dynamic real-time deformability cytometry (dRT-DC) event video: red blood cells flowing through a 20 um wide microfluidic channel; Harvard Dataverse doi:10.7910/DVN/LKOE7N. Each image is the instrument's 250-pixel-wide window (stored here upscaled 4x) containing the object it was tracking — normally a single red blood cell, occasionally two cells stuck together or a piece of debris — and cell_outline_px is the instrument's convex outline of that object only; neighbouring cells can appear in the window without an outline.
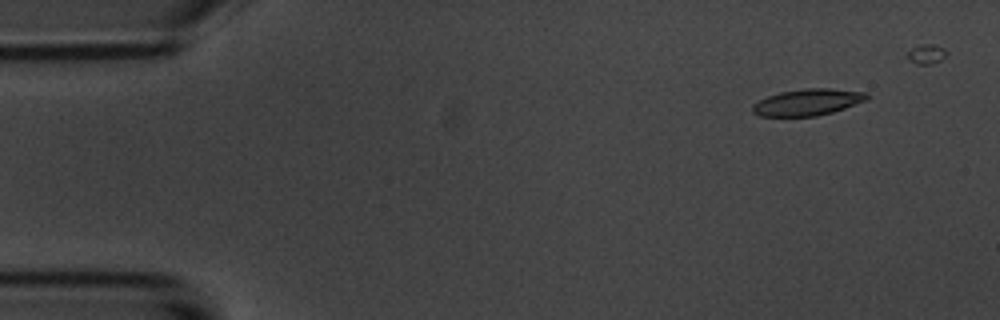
{"species": "common noctule bat (a hibernating species)", "species_latin": "Nyctalus noctula", "temperature_condition": "room temperature", "stored_images_in_passage": 37, "camera_frame_rate_fps": 3000, "um_per_image_px": 0.085, "animal": {"sex": "male", "body_mass_g": 20.1, "forearm_length_mm": 53.5}, "frame": {"image": 1, "passage_image": 5, "time_ms": 1.333, "image_size_px": [1000, 320], "cell_outline_px": [[868, 100], [832, 112], [816, 116], [760, 116], [752, 112], [752, 104], [768, 96], [780, 92], [804, 88], [828, 88], [868, 92]], "centroid_in_image_um": [68.66, 8.68], "position_along_channel_um": 16.3, "area_um2": 17.69}}
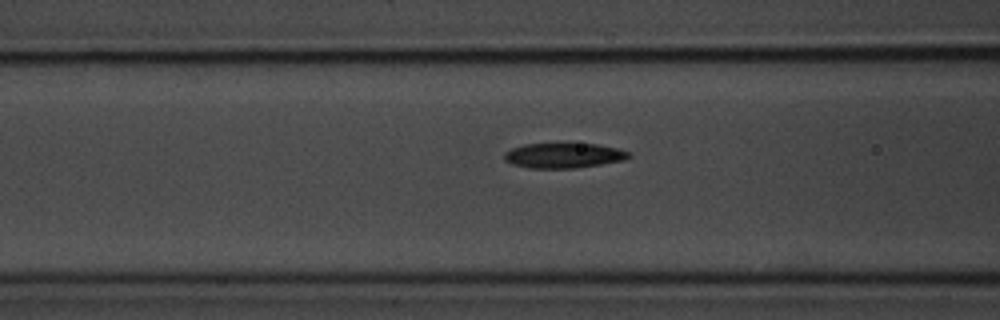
{"frame": {"image": 2, "passage_image": 21, "time_ms": 6.667, "image_size_px": [1000, 320], "cell_outline_px": [[632, 156], [624, 160], [576, 168], [528, 168], [512, 164], [504, 160], [504, 152], [512, 148], [524, 144], [596, 144], [616, 148], [632, 152]], "centroid_in_image_um": [47.91, 13.22], "position_along_channel_um": 118.7, "area_um2": 18.15}}
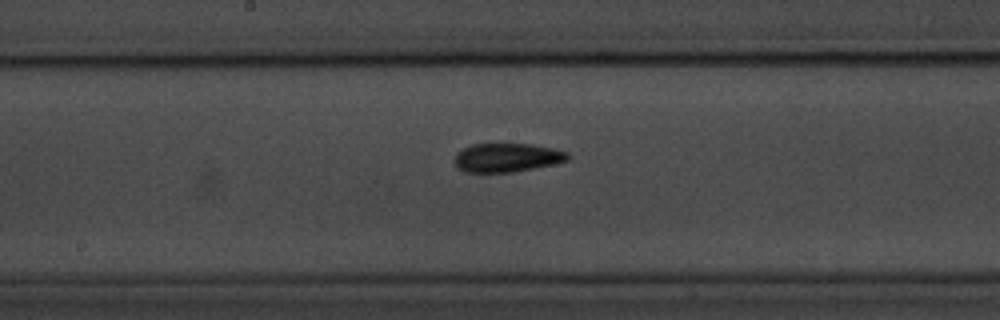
{"frame": {"image": 3, "passage_image": 28, "time_ms": 9.0, "image_size_px": [1000, 320], "cell_outline_px": [[572, 156], [568, 160], [552, 164], [512, 172], [464, 172], [456, 168], [456, 152], [472, 144], [532, 144], [552, 148], [568, 152]], "centroid_in_image_um": [43.1, 13.39], "position_along_channel_um": 205.1, "area_um2": 18.9}}